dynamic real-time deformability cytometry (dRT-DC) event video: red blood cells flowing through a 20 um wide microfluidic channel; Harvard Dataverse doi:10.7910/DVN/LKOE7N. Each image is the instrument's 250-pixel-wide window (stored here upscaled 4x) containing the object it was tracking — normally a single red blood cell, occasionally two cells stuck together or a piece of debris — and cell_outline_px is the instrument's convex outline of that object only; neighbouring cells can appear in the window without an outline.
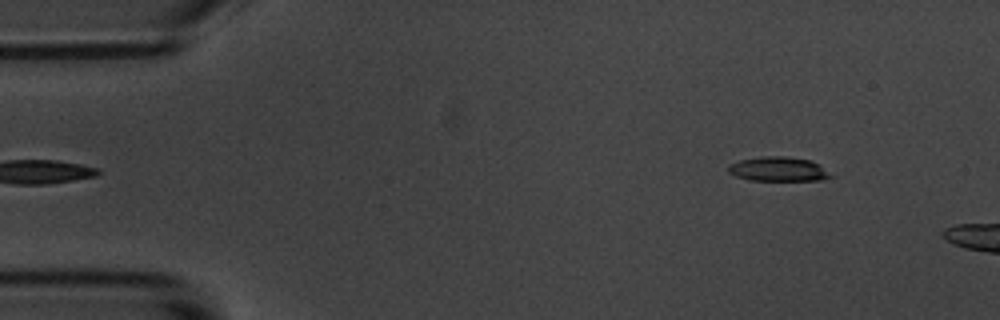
{"species": "common noctule bat (a hibernating species)", "species_latin": "Nyctalus noctula", "temperature_condition": "room temperature", "stored_images_in_passage": 7, "camera_frame_rate_fps": 3000, "um_per_image_px": 0.085, "animal": {"sex": "male", "body_mass_g": 20.1, "forearm_length_mm": 53.5}, "frame": {"image": 1, "passage_image": 1, "time_ms": 0.0, "image_size_px": [1000, 320], "cell_outline_px": [[836, 176], [820, 180], [748, 180], [736, 176], [728, 172], [728, 164], [740, 160], [760, 156], [784, 156], [812, 160], [820, 164]], "centroid_in_image_um": [66.2, 14.37], "position_along_channel_um": 18.8, "area_um2": 14.8}}